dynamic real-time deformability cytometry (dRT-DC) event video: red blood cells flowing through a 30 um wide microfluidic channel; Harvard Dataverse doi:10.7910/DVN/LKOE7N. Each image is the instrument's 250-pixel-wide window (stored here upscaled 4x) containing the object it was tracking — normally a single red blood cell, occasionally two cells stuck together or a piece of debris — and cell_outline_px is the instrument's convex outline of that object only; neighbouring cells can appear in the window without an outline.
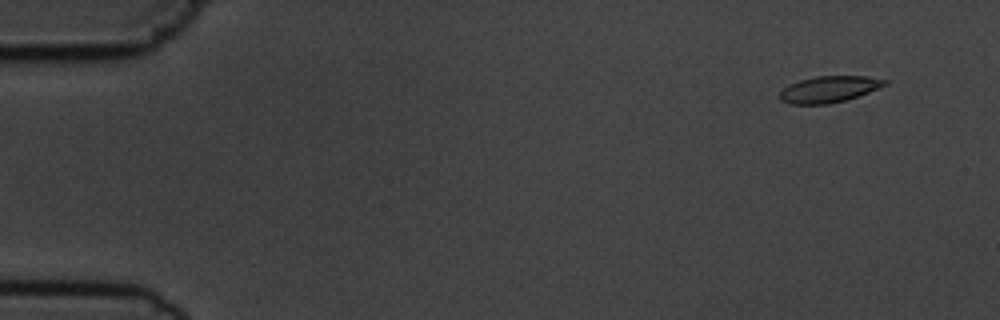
{"species": "common noctule bat (a hibernating species)", "species_latin": "Nyctalus noctula", "temperature_condition": "cold", "stored_images_in_passage": 6, "camera_frame_rate_fps": 3000, "um_per_image_px": 0.085, "animal": {"sex": "male", "body_mass_g": 19.5, "forearm_length_mm": 54.6}, "frame": {"image": 1, "passage_image": 2, "time_ms": 1.333, "image_size_px": [1000, 320], "cell_outline_px": [[888, 84], [868, 92], [844, 100], [828, 104], [788, 104], [780, 100], [780, 92], [788, 84], [800, 80], [816, 76], [868, 76], [888, 80]], "centroid_in_image_um": [70.45, 7.58], "position_along_channel_um": 14.5, "area_um2": 16.07}}
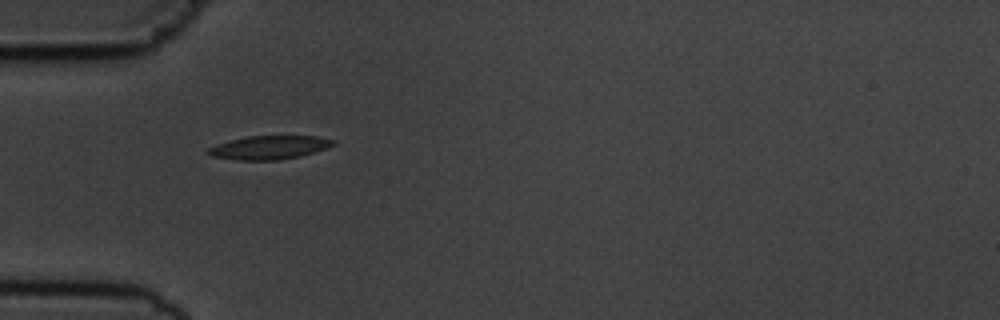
{"frame": {"image": 2, "passage_image": 5, "time_ms": 5.667, "image_size_px": [1000, 320], "cell_outline_px": [[336, 144], [300, 156], [276, 160], [236, 160], [212, 156], [204, 152], [208, 148], [216, 144], [248, 136], [316, 136], [336, 140]], "centroid_in_image_um": [22.85, 12.53], "position_along_channel_um": 62.2, "area_um2": 17.05}}
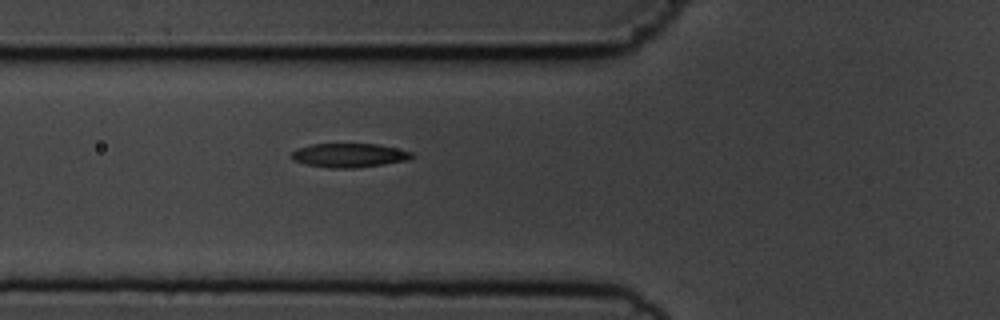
{"frame": {"image": 3, "passage_image": 6, "time_ms": 6.667, "image_size_px": [1000, 320], "cell_outline_px": [[416, 156], [408, 160], [384, 164], [356, 168], [328, 168], [308, 164], [296, 160], [292, 156], [292, 152], [296, 148], [312, 144], [376, 144], [396, 148], [412, 152]], "centroid_in_image_um": [29.73, 13.2], "position_along_channel_um": 96.1, "area_um2": 16.7}}